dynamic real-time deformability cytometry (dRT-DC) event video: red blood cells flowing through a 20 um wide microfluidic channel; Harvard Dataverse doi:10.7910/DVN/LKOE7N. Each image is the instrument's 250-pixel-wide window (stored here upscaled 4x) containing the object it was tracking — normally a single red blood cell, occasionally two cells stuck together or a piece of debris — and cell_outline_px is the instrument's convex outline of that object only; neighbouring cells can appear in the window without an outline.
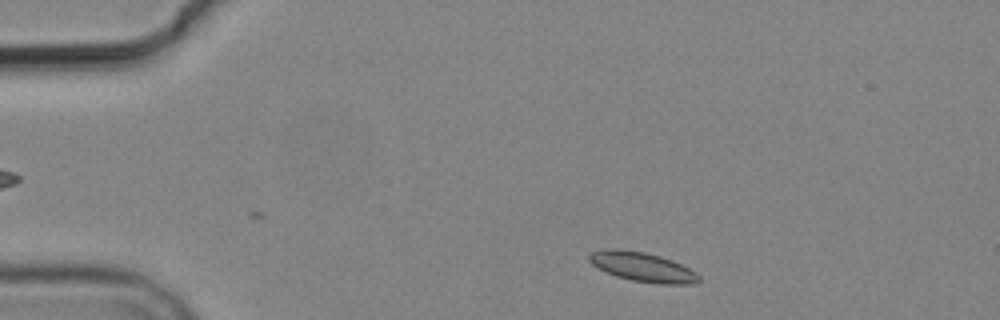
{"species": "common noctule bat (a hibernating species)", "species_latin": "Nyctalus noctula", "temperature_condition": "cold", "stored_images_in_passage": 7, "camera_frame_rate_fps": 3000, "um_per_image_px": 0.085, "animal": {"sex": "male", "body_mass_g": 19.2, "forearm_length_mm": 51.8}, "frame": {"image": 1, "passage_image": 1, "time_ms": 0.0, "image_size_px": [1000, 320], "cell_outline_px": [[700, 280], [692, 284], [660, 284], [632, 280], [616, 276], [604, 272], [592, 264], [588, 260], [588, 256], [592, 252], [612, 248], [616, 248], [644, 252], [660, 256], [672, 260], [696, 272], [700, 276]], "centroid_in_image_um": [54.6, 22.69], "position_along_channel_um": 30.4, "area_um2": 18.73}}
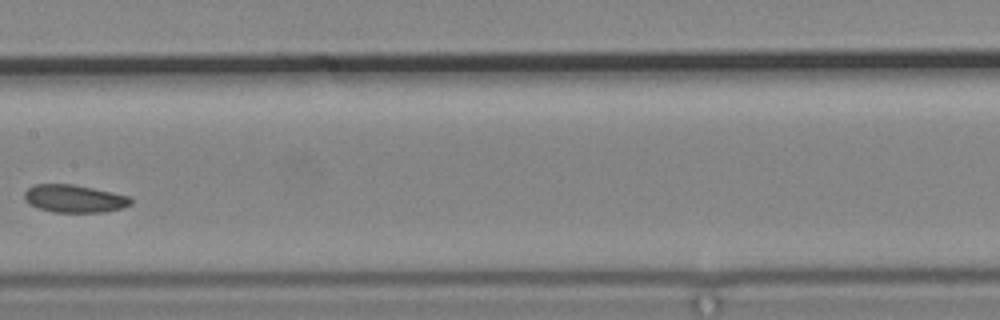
{"frame": {"image": 2, "passage_image": 6, "time_ms": 6.333, "image_size_px": [1000, 320], "cell_outline_px": [[132, 204], [124, 208], [104, 212], [52, 212], [36, 208], [28, 204], [24, 200], [24, 192], [28, 188], [36, 184], [72, 184], [112, 192], [128, 196], [132, 200]], "centroid_in_image_um": [6.29, 16.89], "position_along_channel_um": 201.1, "area_um2": 17.34}}
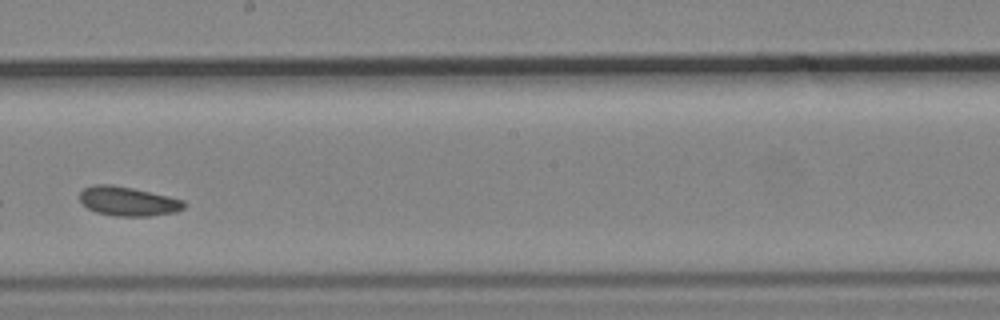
{"frame": {"image": 3, "passage_image": 7, "time_ms": 7.333, "image_size_px": [1000, 320], "cell_outline_px": [[188, 204], [184, 208], [176, 212], [148, 216], [116, 216], [96, 212], [88, 208], [80, 200], [80, 192], [84, 188], [92, 184], [112, 184], [132, 188], [168, 196], [184, 200]], "centroid_in_image_um": [10.89, 17.1], "position_along_channel_um": 237.3, "area_um2": 17.8}}